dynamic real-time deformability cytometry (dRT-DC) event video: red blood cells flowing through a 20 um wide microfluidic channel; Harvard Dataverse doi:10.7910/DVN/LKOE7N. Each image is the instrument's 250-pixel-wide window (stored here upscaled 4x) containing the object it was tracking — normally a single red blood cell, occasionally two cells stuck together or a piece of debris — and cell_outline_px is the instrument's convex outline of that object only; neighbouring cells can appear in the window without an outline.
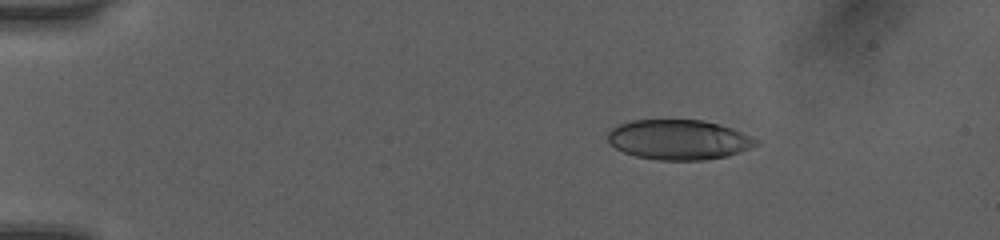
{"species": "human", "species_latin": "Homo sapiens", "temperature_condition": "room temperature", "stored_images_in_passage": 6, "camera_frame_rate_fps": 3000, "um_per_image_px": 0.085, "donor": {"sex": "female"}, "frame": {"image": 1, "passage_image": 4, "time_ms": 2.667, "image_size_px": [1000, 240], "cell_outline_px": [[760, 144], [740, 152], [728, 156], [704, 160], [660, 160], [636, 156], [624, 152], [616, 148], [608, 140], [608, 132], [612, 128], [620, 124], [632, 120], [704, 120], [732, 128], [752, 136], [760, 140]], "centroid_in_image_um": [57.74, 11.87], "position_along_channel_um": 27.3, "area_um2": 34.56}}